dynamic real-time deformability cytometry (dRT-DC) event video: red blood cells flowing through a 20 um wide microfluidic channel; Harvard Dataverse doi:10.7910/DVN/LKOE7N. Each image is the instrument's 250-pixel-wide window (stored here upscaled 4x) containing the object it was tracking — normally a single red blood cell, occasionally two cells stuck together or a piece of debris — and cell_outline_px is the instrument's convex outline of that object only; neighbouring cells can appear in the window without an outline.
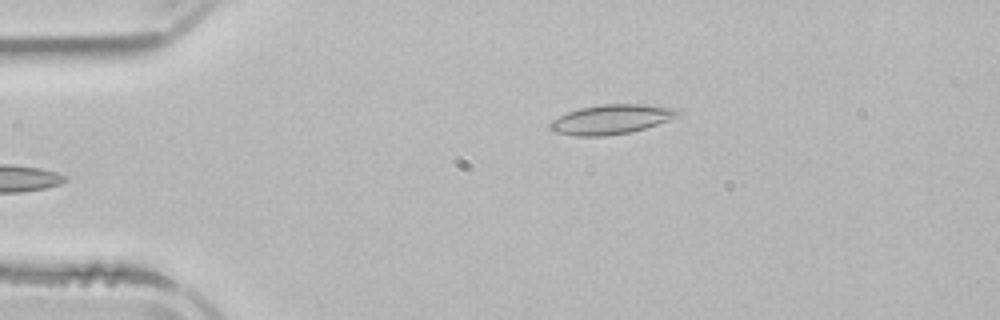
{"species": "common noctule bat (a hibernating species)", "species_latin": "Nyctalus noctula", "temperature_condition": "room temperature", "stored_images_in_passage": 5, "camera_frame_rate_fps": 3000, "um_per_image_px": 0.085, "animal": {"sex": "male", "body_mass_g": 21.5, "forearm_length_mm": 52.0}, "frame": {"image": 1, "passage_image": 4, "time_ms": 5.0, "image_size_px": [1000, 320], "cell_outline_px": [[684, 112], [668, 120], [644, 128], [628, 132], [604, 136], [576, 136], [556, 132], [548, 128], [548, 124], [552, 120], [568, 112], [580, 108], [604, 104], [640, 104], [684, 108]], "centroid_in_image_um": [52.0, 10.13], "position_along_channel_um": 33.0, "area_um2": 21.96}}